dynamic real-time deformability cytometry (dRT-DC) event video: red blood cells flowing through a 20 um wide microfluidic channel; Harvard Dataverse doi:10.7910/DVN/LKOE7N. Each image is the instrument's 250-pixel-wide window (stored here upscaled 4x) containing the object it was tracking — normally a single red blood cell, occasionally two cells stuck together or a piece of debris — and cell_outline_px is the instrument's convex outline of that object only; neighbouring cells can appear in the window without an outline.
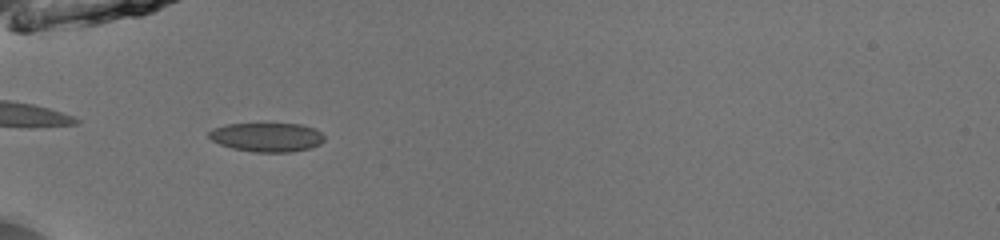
{"species": "common noctule bat (a hibernating species)", "species_latin": "Nyctalus noctula", "temperature_condition": "room temperature", "stored_images_in_passage": 23, "camera_frame_rate_fps": 3000, "um_per_image_px": 0.085, "animal": {"sex": "male", "body_mass_g": 13.0, "forearm_length_mm": 53.1}, "frame": {"image": 1, "passage_image": 1, "time_ms": 0.0, "image_size_px": [1000, 240], "cell_outline_px": [[324, 140], [320, 144], [308, 148], [292, 152], [256, 152], [232, 148], [220, 144], [212, 140], [208, 136], [208, 132], [212, 128], [228, 124], [300, 124], [316, 128], [324, 136]], "centroid_in_image_um": [22.69, 11.66], "position_along_channel_um": 62.3, "area_um2": 19.48}}
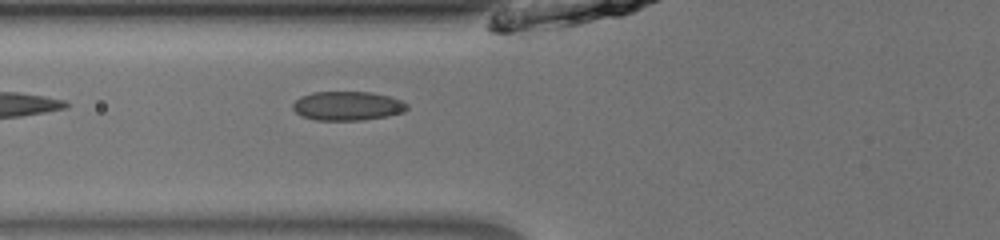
{"frame": {"image": 2, "passage_image": 4, "time_ms": 1.0, "image_size_px": [1000, 240], "cell_outline_px": [[408, 108], [404, 112], [388, 116], [364, 120], [316, 120], [300, 116], [292, 108], [292, 104], [300, 96], [312, 92], [372, 92], [388, 96], [400, 100], [408, 104]], "centroid_in_image_um": [29.52, 9.0], "position_along_channel_um": 96.3, "area_um2": 19.48}}